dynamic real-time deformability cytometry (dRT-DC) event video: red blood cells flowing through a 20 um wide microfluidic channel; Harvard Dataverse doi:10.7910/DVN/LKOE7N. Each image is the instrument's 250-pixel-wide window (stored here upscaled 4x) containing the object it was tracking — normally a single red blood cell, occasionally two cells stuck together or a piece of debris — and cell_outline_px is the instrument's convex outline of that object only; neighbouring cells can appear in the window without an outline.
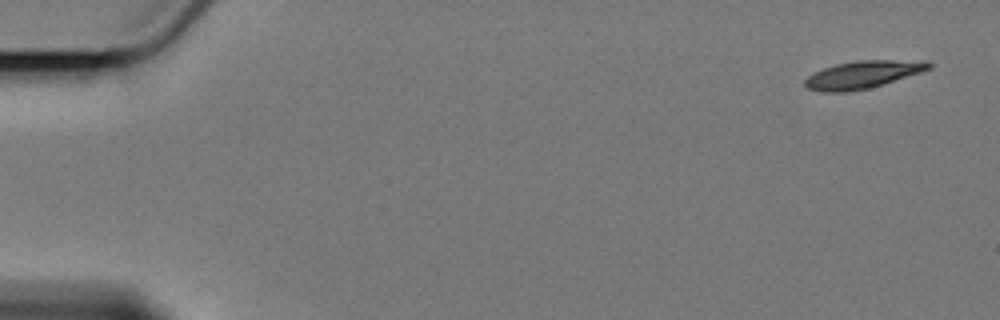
{"species": "Egyptian fruit bat (a non-hibernating species)", "species_latin": "Rousettus aegyptiacus", "temperature_condition": "cold", "stored_images_in_passage": 4, "camera_frame_rate_fps": 3000, "um_per_image_px": 0.085, "animal": {"sex": "female"}, "frame": {"image": 1, "passage_image": 1, "time_ms": 0.0, "image_size_px": [1000, 320], "cell_outline_px": [[932, 68], [884, 84], [868, 88], [848, 92], [820, 92], [808, 88], [804, 84], [804, 80], [812, 72], [836, 64], [856, 60], [928, 60], [932, 64]], "centroid_in_image_um": [73.34, 6.33], "position_along_channel_um": 11.7, "area_um2": 20.06}}